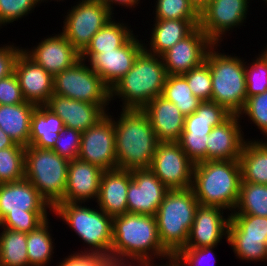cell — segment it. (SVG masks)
I'll list each match as a JSON object with an SVG mask.
<instances>
[{
  "label": "cell",
  "instance_id": "6da1fadb",
  "mask_svg": "<svg viewBox=\"0 0 267 266\" xmlns=\"http://www.w3.org/2000/svg\"><path fill=\"white\" fill-rule=\"evenodd\" d=\"M169 257L160 242L155 216L126 213L113 218L112 264Z\"/></svg>",
  "mask_w": 267,
  "mask_h": 266
},
{
  "label": "cell",
  "instance_id": "7a4b0ae2",
  "mask_svg": "<svg viewBox=\"0 0 267 266\" xmlns=\"http://www.w3.org/2000/svg\"><path fill=\"white\" fill-rule=\"evenodd\" d=\"M114 119L118 169H149L159 140L148 116L141 109H122Z\"/></svg>",
  "mask_w": 267,
  "mask_h": 266
},
{
  "label": "cell",
  "instance_id": "3957f363",
  "mask_svg": "<svg viewBox=\"0 0 267 266\" xmlns=\"http://www.w3.org/2000/svg\"><path fill=\"white\" fill-rule=\"evenodd\" d=\"M242 177L239 160H208L194 165L191 189L201 205L233 212Z\"/></svg>",
  "mask_w": 267,
  "mask_h": 266
},
{
  "label": "cell",
  "instance_id": "277c9868",
  "mask_svg": "<svg viewBox=\"0 0 267 266\" xmlns=\"http://www.w3.org/2000/svg\"><path fill=\"white\" fill-rule=\"evenodd\" d=\"M166 77L162 57L143 49L132 68L110 88V102L117 97L123 101L122 109L142 110L162 95Z\"/></svg>",
  "mask_w": 267,
  "mask_h": 266
},
{
  "label": "cell",
  "instance_id": "5b68a950",
  "mask_svg": "<svg viewBox=\"0 0 267 266\" xmlns=\"http://www.w3.org/2000/svg\"><path fill=\"white\" fill-rule=\"evenodd\" d=\"M49 204L26 179L0 184V226L29 233L47 219Z\"/></svg>",
  "mask_w": 267,
  "mask_h": 266
},
{
  "label": "cell",
  "instance_id": "8992f818",
  "mask_svg": "<svg viewBox=\"0 0 267 266\" xmlns=\"http://www.w3.org/2000/svg\"><path fill=\"white\" fill-rule=\"evenodd\" d=\"M198 205L189 188L169 190L158 207L155 217L159 239L172 257L185 248Z\"/></svg>",
  "mask_w": 267,
  "mask_h": 266
},
{
  "label": "cell",
  "instance_id": "52a82bcc",
  "mask_svg": "<svg viewBox=\"0 0 267 266\" xmlns=\"http://www.w3.org/2000/svg\"><path fill=\"white\" fill-rule=\"evenodd\" d=\"M217 46L220 44L210 48L205 59L212 79L211 101L238 115L247 100L245 62L240 56L218 52Z\"/></svg>",
  "mask_w": 267,
  "mask_h": 266
},
{
  "label": "cell",
  "instance_id": "ba28073f",
  "mask_svg": "<svg viewBox=\"0 0 267 266\" xmlns=\"http://www.w3.org/2000/svg\"><path fill=\"white\" fill-rule=\"evenodd\" d=\"M82 204L84 203L63 201L52 212L88 245L89 248L80 252L101 254L111 261L113 218L100 208H90Z\"/></svg>",
  "mask_w": 267,
  "mask_h": 266
},
{
  "label": "cell",
  "instance_id": "9c48e42d",
  "mask_svg": "<svg viewBox=\"0 0 267 266\" xmlns=\"http://www.w3.org/2000/svg\"><path fill=\"white\" fill-rule=\"evenodd\" d=\"M25 178L53 209L63 202L69 160L51 149L25 147Z\"/></svg>",
  "mask_w": 267,
  "mask_h": 266
},
{
  "label": "cell",
  "instance_id": "30bf717a",
  "mask_svg": "<svg viewBox=\"0 0 267 266\" xmlns=\"http://www.w3.org/2000/svg\"><path fill=\"white\" fill-rule=\"evenodd\" d=\"M85 63L80 59L72 67L53 76L54 94L91 104H109L110 88Z\"/></svg>",
  "mask_w": 267,
  "mask_h": 266
},
{
  "label": "cell",
  "instance_id": "8fae6325",
  "mask_svg": "<svg viewBox=\"0 0 267 266\" xmlns=\"http://www.w3.org/2000/svg\"><path fill=\"white\" fill-rule=\"evenodd\" d=\"M114 15L100 0H79L68 10L61 34L81 53Z\"/></svg>",
  "mask_w": 267,
  "mask_h": 266
},
{
  "label": "cell",
  "instance_id": "7c38bea8",
  "mask_svg": "<svg viewBox=\"0 0 267 266\" xmlns=\"http://www.w3.org/2000/svg\"><path fill=\"white\" fill-rule=\"evenodd\" d=\"M194 165L178 142H159L149 169L169 190L189 189Z\"/></svg>",
  "mask_w": 267,
  "mask_h": 266
},
{
  "label": "cell",
  "instance_id": "4fadbf2b",
  "mask_svg": "<svg viewBox=\"0 0 267 266\" xmlns=\"http://www.w3.org/2000/svg\"><path fill=\"white\" fill-rule=\"evenodd\" d=\"M107 112L96 125L82 132L78 158L104 171L118 169L115 153L114 118Z\"/></svg>",
  "mask_w": 267,
  "mask_h": 266
},
{
  "label": "cell",
  "instance_id": "5bb4252c",
  "mask_svg": "<svg viewBox=\"0 0 267 266\" xmlns=\"http://www.w3.org/2000/svg\"><path fill=\"white\" fill-rule=\"evenodd\" d=\"M249 1L210 0L200 12L199 27L214 44H220L228 31L243 25L249 12Z\"/></svg>",
  "mask_w": 267,
  "mask_h": 266
},
{
  "label": "cell",
  "instance_id": "9a60e30c",
  "mask_svg": "<svg viewBox=\"0 0 267 266\" xmlns=\"http://www.w3.org/2000/svg\"><path fill=\"white\" fill-rule=\"evenodd\" d=\"M144 44L143 40L139 41L133 35L123 46L113 51L80 53V59L90 62V67L111 88L132 68L136 57L144 49Z\"/></svg>",
  "mask_w": 267,
  "mask_h": 266
},
{
  "label": "cell",
  "instance_id": "2e32d148",
  "mask_svg": "<svg viewBox=\"0 0 267 266\" xmlns=\"http://www.w3.org/2000/svg\"><path fill=\"white\" fill-rule=\"evenodd\" d=\"M214 43L197 26L161 55L167 75H182L201 65Z\"/></svg>",
  "mask_w": 267,
  "mask_h": 266
},
{
  "label": "cell",
  "instance_id": "e0dca14e",
  "mask_svg": "<svg viewBox=\"0 0 267 266\" xmlns=\"http://www.w3.org/2000/svg\"><path fill=\"white\" fill-rule=\"evenodd\" d=\"M127 190V213L155 216L169 189L150 169L131 171Z\"/></svg>",
  "mask_w": 267,
  "mask_h": 266
},
{
  "label": "cell",
  "instance_id": "ac0fdd59",
  "mask_svg": "<svg viewBox=\"0 0 267 266\" xmlns=\"http://www.w3.org/2000/svg\"><path fill=\"white\" fill-rule=\"evenodd\" d=\"M224 210L217 206L199 204L185 248L218 245L223 236L228 240L230 215L226 218L223 215Z\"/></svg>",
  "mask_w": 267,
  "mask_h": 266
},
{
  "label": "cell",
  "instance_id": "d6986e66",
  "mask_svg": "<svg viewBox=\"0 0 267 266\" xmlns=\"http://www.w3.org/2000/svg\"><path fill=\"white\" fill-rule=\"evenodd\" d=\"M23 52L52 76L72 67L80 60V53L61 32L44 38L32 49L24 48Z\"/></svg>",
  "mask_w": 267,
  "mask_h": 266
},
{
  "label": "cell",
  "instance_id": "ffe728a7",
  "mask_svg": "<svg viewBox=\"0 0 267 266\" xmlns=\"http://www.w3.org/2000/svg\"><path fill=\"white\" fill-rule=\"evenodd\" d=\"M109 104H91L53 94L45 106L58 115L64 127L84 132L107 115Z\"/></svg>",
  "mask_w": 267,
  "mask_h": 266
},
{
  "label": "cell",
  "instance_id": "44dd1931",
  "mask_svg": "<svg viewBox=\"0 0 267 266\" xmlns=\"http://www.w3.org/2000/svg\"><path fill=\"white\" fill-rule=\"evenodd\" d=\"M14 73L25 101L45 105L54 94L53 76L23 51L16 60Z\"/></svg>",
  "mask_w": 267,
  "mask_h": 266
},
{
  "label": "cell",
  "instance_id": "7402d4cb",
  "mask_svg": "<svg viewBox=\"0 0 267 266\" xmlns=\"http://www.w3.org/2000/svg\"><path fill=\"white\" fill-rule=\"evenodd\" d=\"M104 170L79 158L69 161L67 183L63 201L87 203L99 196Z\"/></svg>",
  "mask_w": 267,
  "mask_h": 266
},
{
  "label": "cell",
  "instance_id": "603a6c76",
  "mask_svg": "<svg viewBox=\"0 0 267 266\" xmlns=\"http://www.w3.org/2000/svg\"><path fill=\"white\" fill-rule=\"evenodd\" d=\"M239 115H231L208 135L206 161L239 160L245 143Z\"/></svg>",
  "mask_w": 267,
  "mask_h": 266
},
{
  "label": "cell",
  "instance_id": "cb8c5ba5",
  "mask_svg": "<svg viewBox=\"0 0 267 266\" xmlns=\"http://www.w3.org/2000/svg\"><path fill=\"white\" fill-rule=\"evenodd\" d=\"M142 111L148 116L159 142H178L184 129L185 115L173 102L158 96Z\"/></svg>",
  "mask_w": 267,
  "mask_h": 266
},
{
  "label": "cell",
  "instance_id": "d4e9b609",
  "mask_svg": "<svg viewBox=\"0 0 267 266\" xmlns=\"http://www.w3.org/2000/svg\"><path fill=\"white\" fill-rule=\"evenodd\" d=\"M131 180V171L121 169L104 171L96 201L98 208L112 218L126 214L127 190Z\"/></svg>",
  "mask_w": 267,
  "mask_h": 266
},
{
  "label": "cell",
  "instance_id": "484cf974",
  "mask_svg": "<svg viewBox=\"0 0 267 266\" xmlns=\"http://www.w3.org/2000/svg\"><path fill=\"white\" fill-rule=\"evenodd\" d=\"M154 22L148 43L150 48L144 44V49L150 54L161 56L199 26L200 20L165 19Z\"/></svg>",
  "mask_w": 267,
  "mask_h": 266
},
{
  "label": "cell",
  "instance_id": "4316f807",
  "mask_svg": "<svg viewBox=\"0 0 267 266\" xmlns=\"http://www.w3.org/2000/svg\"><path fill=\"white\" fill-rule=\"evenodd\" d=\"M37 105L23 102L0 105V128L22 146H29L31 117Z\"/></svg>",
  "mask_w": 267,
  "mask_h": 266
},
{
  "label": "cell",
  "instance_id": "83f0119b",
  "mask_svg": "<svg viewBox=\"0 0 267 266\" xmlns=\"http://www.w3.org/2000/svg\"><path fill=\"white\" fill-rule=\"evenodd\" d=\"M63 129L64 123L58 115L45 105H38L31 117L29 145L52 150Z\"/></svg>",
  "mask_w": 267,
  "mask_h": 266
},
{
  "label": "cell",
  "instance_id": "f1b7e54d",
  "mask_svg": "<svg viewBox=\"0 0 267 266\" xmlns=\"http://www.w3.org/2000/svg\"><path fill=\"white\" fill-rule=\"evenodd\" d=\"M239 162L241 182L267 185V138L264 141L246 139Z\"/></svg>",
  "mask_w": 267,
  "mask_h": 266
},
{
  "label": "cell",
  "instance_id": "f546056e",
  "mask_svg": "<svg viewBox=\"0 0 267 266\" xmlns=\"http://www.w3.org/2000/svg\"><path fill=\"white\" fill-rule=\"evenodd\" d=\"M231 115L213 101H202L194 113L185 116L182 133L209 134L213 127L221 125Z\"/></svg>",
  "mask_w": 267,
  "mask_h": 266
},
{
  "label": "cell",
  "instance_id": "4dcf8cb0",
  "mask_svg": "<svg viewBox=\"0 0 267 266\" xmlns=\"http://www.w3.org/2000/svg\"><path fill=\"white\" fill-rule=\"evenodd\" d=\"M115 19L108 21L91 39L90 43L81 53H100L113 51L123 46L133 35V30Z\"/></svg>",
  "mask_w": 267,
  "mask_h": 266
},
{
  "label": "cell",
  "instance_id": "1f68e13d",
  "mask_svg": "<svg viewBox=\"0 0 267 266\" xmlns=\"http://www.w3.org/2000/svg\"><path fill=\"white\" fill-rule=\"evenodd\" d=\"M49 225L50 222L47 219L37 229L27 233L28 266L49 265L55 249Z\"/></svg>",
  "mask_w": 267,
  "mask_h": 266
},
{
  "label": "cell",
  "instance_id": "d6a6232c",
  "mask_svg": "<svg viewBox=\"0 0 267 266\" xmlns=\"http://www.w3.org/2000/svg\"><path fill=\"white\" fill-rule=\"evenodd\" d=\"M1 229L0 263L3 266H28L27 233Z\"/></svg>",
  "mask_w": 267,
  "mask_h": 266
},
{
  "label": "cell",
  "instance_id": "836d02e7",
  "mask_svg": "<svg viewBox=\"0 0 267 266\" xmlns=\"http://www.w3.org/2000/svg\"><path fill=\"white\" fill-rule=\"evenodd\" d=\"M161 96L173 102L185 116L194 113L202 102L194 96L182 75H167Z\"/></svg>",
  "mask_w": 267,
  "mask_h": 266
},
{
  "label": "cell",
  "instance_id": "e575fe53",
  "mask_svg": "<svg viewBox=\"0 0 267 266\" xmlns=\"http://www.w3.org/2000/svg\"><path fill=\"white\" fill-rule=\"evenodd\" d=\"M230 214L267 217V185L241 182L237 204Z\"/></svg>",
  "mask_w": 267,
  "mask_h": 266
},
{
  "label": "cell",
  "instance_id": "d590c367",
  "mask_svg": "<svg viewBox=\"0 0 267 266\" xmlns=\"http://www.w3.org/2000/svg\"><path fill=\"white\" fill-rule=\"evenodd\" d=\"M228 239L267 240V217L230 214Z\"/></svg>",
  "mask_w": 267,
  "mask_h": 266
},
{
  "label": "cell",
  "instance_id": "8d00e7d4",
  "mask_svg": "<svg viewBox=\"0 0 267 266\" xmlns=\"http://www.w3.org/2000/svg\"><path fill=\"white\" fill-rule=\"evenodd\" d=\"M25 146L15 144L0 150V184L25 178Z\"/></svg>",
  "mask_w": 267,
  "mask_h": 266
},
{
  "label": "cell",
  "instance_id": "74e56055",
  "mask_svg": "<svg viewBox=\"0 0 267 266\" xmlns=\"http://www.w3.org/2000/svg\"><path fill=\"white\" fill-rule=\"evenodd\" d=\"M154 20H200V13L189 0H156Z\"/></svg>",
  "mask_w": 267,
  "mask_h": 266
},
{
  "label": "cell",
  "instance_id": "f35d334b",
  "mask_svg": "<svg viewBox=\"0 0 267 266\" xmlns=\"http://www.w3.org/2000/svg\"><path fill=\"white\" fill-rule=\"evenodd\" d=\"M250 64L245 62L247 98L267 91V57L262 52Z\"/></svg>",
  "mask_w": 267,
  "mask_h": 266
},
{
  "label": "cell",
  "instance_id": "ab89813d",
  "mask_svg": "<svg viewBox=\"0 0 267 266\" xmlns=\"http://www.w3.org/2000/svg\"><path fill=\"white\" fill-rule=\"evenodd\" d=\"M194 96L201 101H211L212 79L209 64L204 61L198 67L182 74Z\"/></svg>",
  "mask_w": 267,
  "mask_h": 266
},
{
  "label": "cell",
  "instance_id": "60d3db41",
  "mask_svg": "<svg viewBox=\"0 0 267 266\" xmlns=\"http://www.w3.org/2000/svg\"><path fill=\"white\" fill-rule=\"evenodd\" d=\"M235 256L243 261L267 260V240L228 239Z\"/></svg>",
  "mask_w": 267,
  "mask_h": 266
},
{
  "label": "cell",
  "instance_id": "b9f144b4",
  "mask_svg": "<svg viewBox=\"0 0 267 266\" xmlns=\"http://www.w3.org/2000/svg\"><path fill=\"white\" fill-rule=\"evenodd\" d=\"M242 120V115L257 126V128L267 137V91L247 98L243 110L238 114Z\"/></svg>",
  "mask_w": 267,
  "mask_h": 266
},
{
  "label": "cell",
  "instance_id": "7bdbcfd3",
  "mask_svg": "<svg viewBox=\"0 0 267 266\" xmlns=\"http://www.w3.org/2000/svg\"><path fill=\"white\" fill-rule=\"evenodd\" d=\"M39 0H0V27L28 16Z\"/></svg>",
  "mask_w": 267,
  "mask_h": 266
},
{
  "label": "cell",
  "instance_id": "ee69618b",
  "mask_svg": "<svg viewBox=\"0 0 267 266\" xmlns=\"http://www.w3.org/2000/svg\"><path fill=\"white\" fill-rule=\"evenodd\" d=\"M81 137L82 132L64 127L52 150L69 161L74 160L79 156Z\"/></svg>",
  "mask_w": 267,
  "mask_h": 266
},
{
  "label": "cell",
  "instance_id": "f6af8a7d",
  "mask_svg": "<svg viewBox=\"0 0 267 266\" xmlns=\"http://www.w3.org/2000/svg\"><path fill=\"white\" fill-rule=\"evenodd\" d=\"M208 135L182 133L178 140L180 147L194 164L206 161Z\"/></svg>",
  "mask_w": 267,
  "mask_h": 266
},
{
  "label": "cell",
  "instance_id": "bcb514c9",
  "mask_svg": "<svg viewBox=\"0 0 267 266\" xmlns=\"http://www.w3.org/2000/svg\"><path fill=\"white\" fill-rule=\"evenodd\" d=\"M215 247H217V245L203 247V248H184L173 256L174 266H201L205 264L208 260H213V261L212 265H209L207 263L208 264L207 266H214L216 259L215 257L214 259H212L213 258L212 254L213 256L215 255L213 252V249Z\"/></svg>",
  "mask_w": 267,
  "mask_h": 266
},
{
  "label": "cell",
  "instance_id": "7dc6e473",
  "mask_svg": "<svg viewBox=\"0 0 267 266\" xmlns=\"http://www.w3.org/2000/svg\"><path fill=\"white\" fill-rule=\"evenodd\" d=\"M57 266H112L110 258L89 252H74L66 256Z\"/></svg>",
  "mask_w": 267,
  "mask_h": 266
},
{
  "label": "cell",
  "instance_id": "c3c4849f",
  "mask_svg": "<svg viewBox=\"0 0 267 266\" xmlns=\"http://www.w3.org/2000/svg\"><path fill=\"white\" fill-rule=\"evenodd\" d=\"M25 102L15 73L0 79V105Z\"/></svg>",
  "mask_w": 267,
  "mask_h": 266
},
{
  "label": "cell",
  "instance_id": "681fc988",
  "mask_svg": "<svg viewBox=\"0 0 267 266\" xmlns=\"http://www.w3.org/2000/svg\"><path fill=\"white\" fill-rule=\"evenodd\" d=\"M21 48L12 44L0 47V79L14 73L16 60L23 51Z\"/></svg>",
  "mask_w": 267,
  "mask_h": 266
},
{
  "label": "cell",
  "instance_id": "f907efd6",
  "mask_svg": "<svg viewBox=\"0 0 267 266\" xmlns=\"http://www.w3.org/2000/svg\"><path fill=\"white\" fill-rule=\"evenodd\" d=\"M168 260V261H167ZM166 260V264L163 265H155V260H143V261H124L116 264H112V266H174L173 257H169ZM132 262V263H131Z\"/></svg>",
  "mask_w": 267,
  "mask_h": 266
},
{
  "label": "cell",
  "instance_id": "816d5d0a",
  "mask_svg": "<svg viewBox=\"0 0 267 266\" xmlns=\"http://www.w3.org/2000/svg\"><path fill=\"white\" fill-rule=\"evenodd\" d=\"M102 1L106 6L107 8L109 9V11L114 14V5L118 4L119 6H124L125 8L129 7V8H134L136 7V5L138 6V4L140 3L139 1L140 0H100Z\"/></svg>",
  "mask_w": 267,
  "mask_h": 266
},
{
  "label": "cell",
  "instance_id": "f5cc1de1",
  "mask_svg": "<svg viewBox=\"0 0 267 266\" xmlns=\"http://www.w3.org/2000/svg\"><path fill=\"white\" fill-rule=\"evenodd\" d=\"M16 143L13 139H11L1 128H0V150L7 148V147H12Z\"/></svg>",
  "mask_w": 267,
  "mask_h": 266
},
{
  "label": "cell",
  "instance_id": "db71d44e",
  "mask_svg": "<svg viewBox=\"0 0 267 266\" xmlns=\"http://www.w3.org/2000/svg\"><path fill=\"white\" fill-rule=\"evenodd\" d=\"M194 8L200 13L209 3L210 0H189Z\"/></svg>",
  "mask_w": 267,
  "mask_h": 266
},
{
  "label": "cell",
  "instance_id": "11a10c76",
  "mask_svg": "<svg viewBox=\"0 0 267 266\" xmlns=\"http://www.w3.org/2000/svg\"><path fill=\"white\" fill-rule=\"evenodd\" d=\"M266 48H264L263 50H261L263 53H264V55L267 57V45L265 46Z\"/></svg>",
  "mask_w": 267,
  "mask_h": 266
},
{
  "label": "cell",
  "instance_id": "9f6ffc18",
  "mask_svg": "<svg viewBox=\"0 0 267 266\" xmlns=\"http://www.w3.org/2000/svg\"><path fill=\"white\" fill-rule=\"evenodd\" d=\"M46 2L47 0H39V3H42V2ZM52 1V0H51ZM56 1V0H55ZM59 1H61V0H59ZM63 1V0H62ZM57 2H58V0H57Z\"/></svg>",
  "mask_w": 267,
  "mask_h": 266
}]
</instances>
